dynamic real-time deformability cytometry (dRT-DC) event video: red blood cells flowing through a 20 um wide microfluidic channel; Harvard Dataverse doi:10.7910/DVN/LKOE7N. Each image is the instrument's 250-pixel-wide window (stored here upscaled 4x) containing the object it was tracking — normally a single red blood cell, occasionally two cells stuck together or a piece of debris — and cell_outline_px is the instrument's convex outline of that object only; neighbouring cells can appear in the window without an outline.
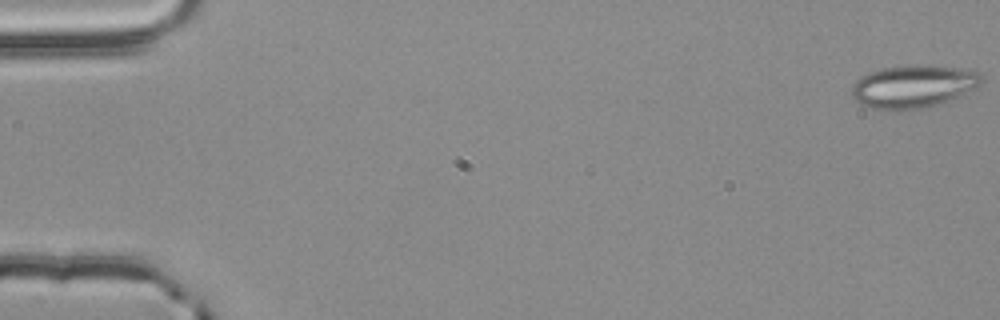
{"species": "common noctule bat (a hibernating species)", "species_latin": "Nyctalus noctula", "temperature_condition": "room temperature", "stored_images_in_passage": 55, "camera_frame_rate_fps": 3000, "um_per_image_px": 0.085, "animal": {"sex": "male", "body_mass_g": 20.4}, "frame": {"image": 1, "passage_image": 1, "time_ms": 0.0, "image_size_px": [1000, 320], "cell_outline_px": [[984, 80], [976, 88], [948, 100], [924, 108], [896, 112], [884, 112], [860, 104], [852, 96], [852, 84], [856, 80], [868, 72], [884, 68], [908, 64], [924, 64], [960, 68], [980, 72]], "centroid_in_image_um": [77.6, 7.36], "position_along_channel_um": 7.4, "area_um2": 33.0}}
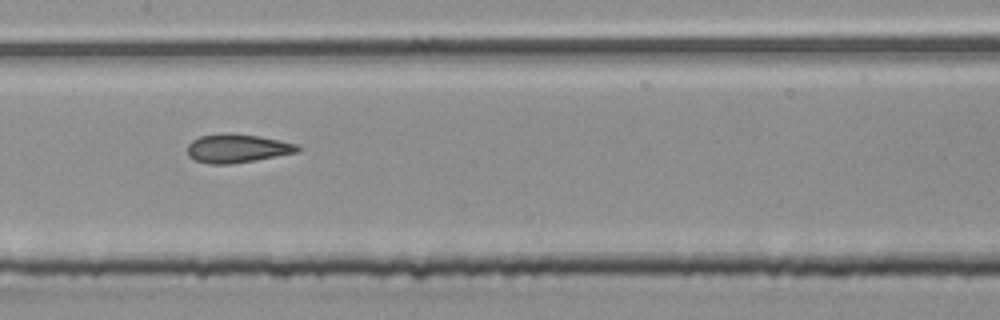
{"frame": {"image": 2, "passage_image": 28, "time_ms": 9.0, "image_size_px": [1000, 320], "cell_outline_px": [[300, 152], [256, 160], [228, 164], [208, 164], [196, 160], [188, 156], [188, 144], [192, 140], [200, 136], [224, 132], [232, 132], [260, 136], [296, 144], [300, 148]], "centroid_in_image_um": [20.15, 12.6], "position_along_channel_um": 187.2, "area_um2": 18.55}}
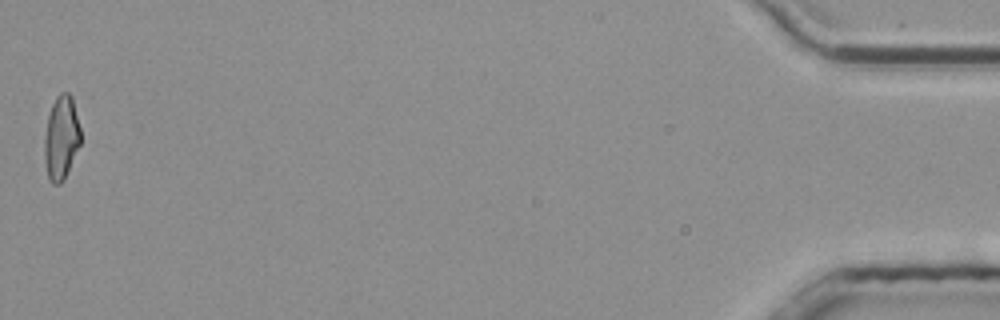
{"frame": {"image": 3, "passage_image": 55, "time_ms": 18.0, "image_size_px": [1000, 320], "cell_outline_px": [[80, 144], [64, 180], [60, 184], [52, 184], [48, 180], [44, 160], [44, 136], [48, 116], [52, 104], [56, 96], [60, 92], [68, 92], [72, 96], [80, 128]], "centroid_in_image_um": [5.19, 11.72], "position_along_channel_um": 430.0, "area_um2": 17.86}, "authors_computed_cell_mechanics": {"area_um2": 18.5538, "velocity_mm_per_s": 3.8314, "shape_relaxation_time_tau1_ms": null, "shape_relaxation_time_tau2_ms": 1.7491, "deformation_change_tau1": null, "deformation_change_tau2": 0.098}}